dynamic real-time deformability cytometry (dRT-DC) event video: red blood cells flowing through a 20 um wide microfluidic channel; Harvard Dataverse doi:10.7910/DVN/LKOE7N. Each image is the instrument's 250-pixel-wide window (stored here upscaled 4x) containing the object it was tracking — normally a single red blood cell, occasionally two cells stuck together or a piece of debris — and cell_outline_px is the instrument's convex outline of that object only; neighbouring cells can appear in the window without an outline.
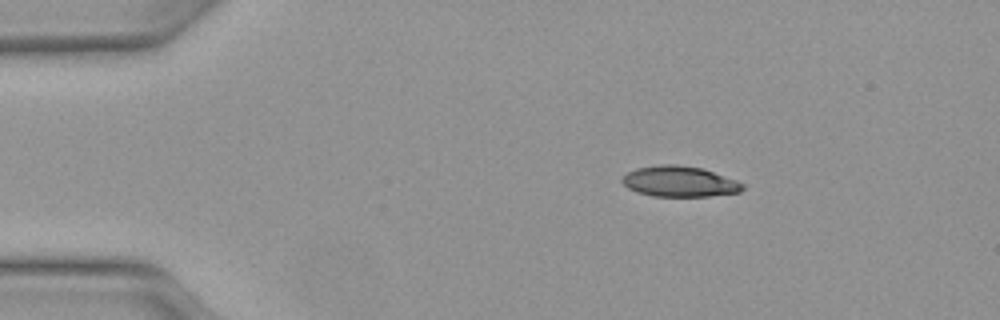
{"species": "Egyptian fruit bat (a non-hibernating species)", "species_latin": "Rousettus aegyptiacus", "temperature_condition": "warm", "stored_images_in_passage": 42, "camera_frame_rate_fps": 3000, "um_per_image_px": 0.085, "animal": {"sex": "female"}, "frame": {"image": 1, "passage_image": 1, "time_ms": 0.0, "image_size_px": [1000, 320], "cell_outline_px": [[744, 188], [740, 192], [708, 196], [652, 196], [636, 192], [628, 188], [620, 180], [628, 172], [636, 168], [660, 164], [676, 164], [704, 168], [736, 180], [744, 184]], "centroid_in_image_um": [57.76, 15.42], "position_along_channel_um": 27.2, "area_um2": 21.62}}
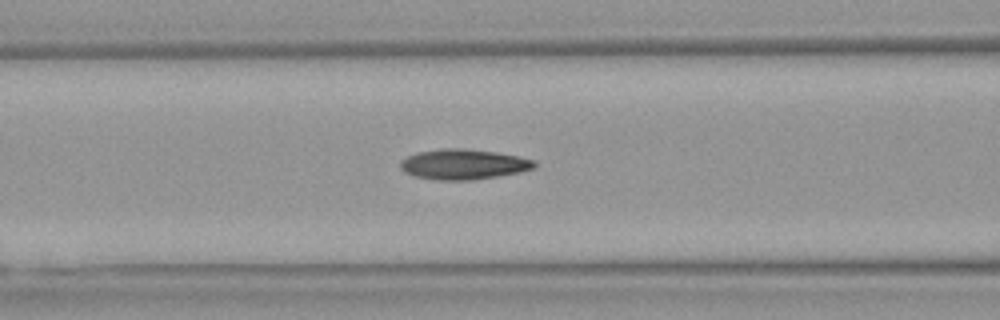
{"frame": {"image": 2, "passage_image": 13, "time_ms": 4.0, "image_size_px": [1000, 320], "cell_outline_px": [[536, 164], [532, 168], [520, 172], [472, 180], [436, 180], [416, 176], [404, 172], [400, 168], [400, 160], [416, 152], [440, 148], [464, 148], [496, 152], [536, 160]], "centroid_in_image_um": [39.35, 13.95], "position_along_channel_um": 127.2, "area_um2": 23.64}}
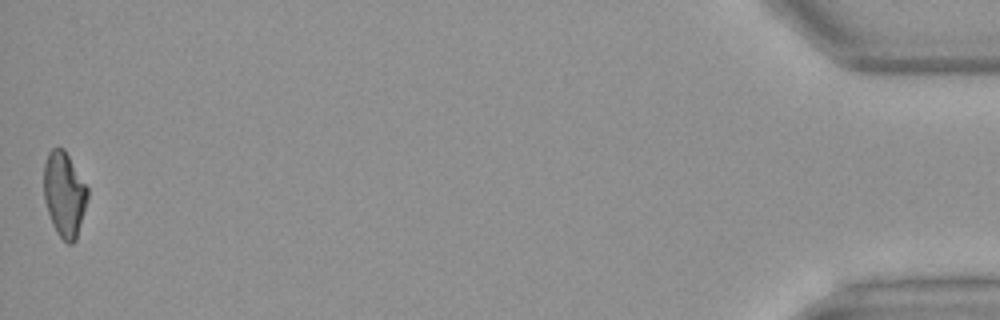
{"frame": {"image": 3, "passage_image": 42, "time_ms": 13.667, "image_size_px": [1000, 320], "cell_outline_px": [[88, 196], [76, 240], [72, 244], [68, 244], [56, 232], [52, 224], [44, 200], [44, 164], [48, 152], [52, 148], [64, 148], [88, 188]], "centroid_in_image_um": [5.46, 16.51], "position_along_channel_um": 429.7, "area_um2": 21.56}, "authors_computed_cell_mechanics": {"area_um2": 22.4264, "velocity_mm_per_s": 4.1252, "shape_relaxation_time_tau1_ms": null, "shape_relaxation_time_tau2_ms": 2.6711, "deformation_change_tau1": null, "deformation_change_tau2": 0.1}}